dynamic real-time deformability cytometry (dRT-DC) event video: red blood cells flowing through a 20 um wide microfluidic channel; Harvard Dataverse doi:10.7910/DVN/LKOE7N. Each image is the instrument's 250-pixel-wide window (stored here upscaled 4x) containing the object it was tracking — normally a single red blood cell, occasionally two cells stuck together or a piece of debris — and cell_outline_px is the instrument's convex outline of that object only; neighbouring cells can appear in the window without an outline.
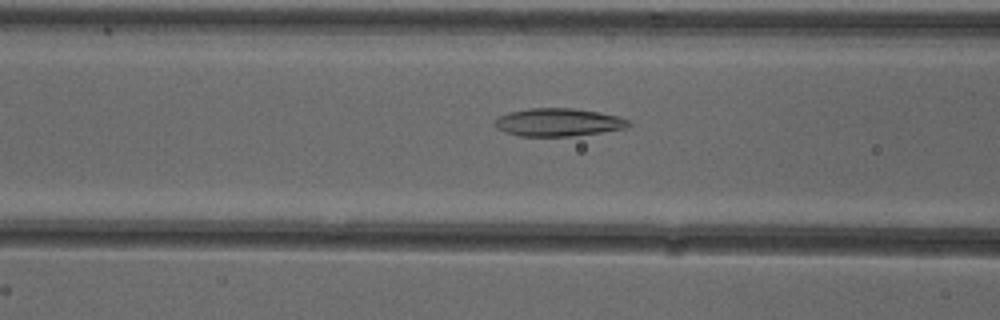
{"species": "common noctule bat (a hibernating species)", "species_latin": "Nyctalus noctula", "temperature_condition": "cold", "stored_images_in_passage": 52, "camera_frame_rate_fps": 3000, "um_per_image_px": 0.085, "animal": {"sex": "female"}, "frame": {"image": 1, "passage_image": 21, "time_ms": 6.667, "image_size_px": [1000, 320], "cell_outline_px": [[632, 124], [628, 128], [572, 136], [520, 136], [504, 132], [496, 124], [496, 120], [500, 116], [508, 112], [528, 108], [572, 108], [600, 112], [620, 116], [632, 120]], "centroid_in_image_um": [47.55, 10.39], "position_along_channel_um": 119.1, "area_um2": 21.85}}
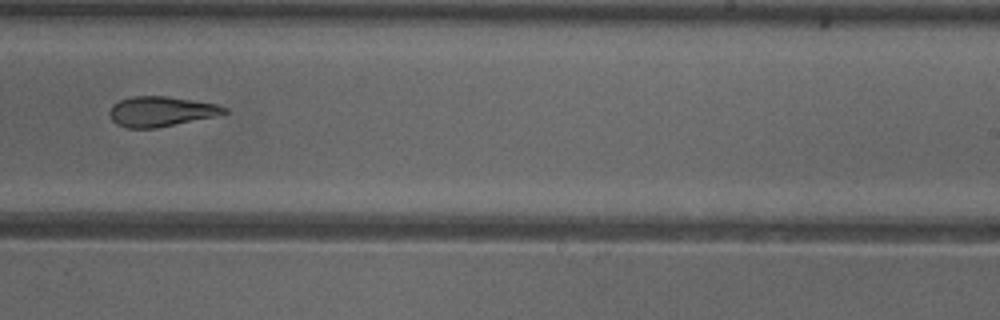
{"frame": {"image": 2, "passage_image": 33, "time_ms": 10.667, "image_size_px": [1000, 320], "cell_outline_px": [[228, 112], [216, 116], [156, 128], [128, 128], [116, 124], [108, 116], [108, 112], [112, 104], [120, 100], [132, 96], [168, 96], [216, 104], [228, 108]], "centroid_in_image_um": [13.65, 9.47], "position_along_channel_um": 275.4, "area_um2": 20.17}}
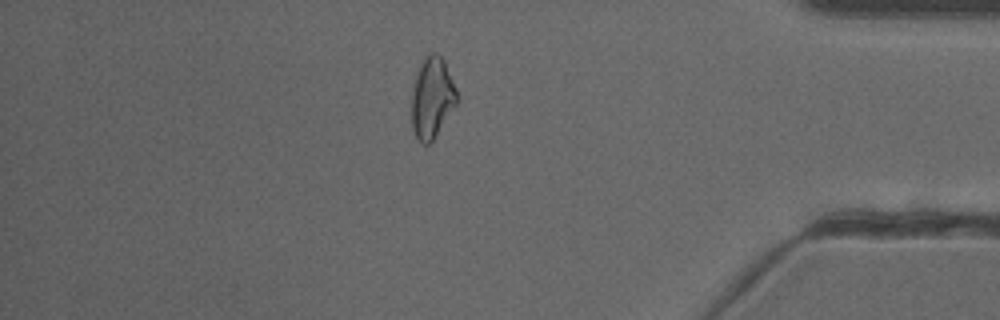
{"frame": {"image": 3, "passage_image": 45, "time_ms": 14.667, "image_size_px": [1000, 320], "cell_outline_px": [[460, 100], [432, 144], [424, 144], [416, 140], [412, 128], [412, 92], [416, 76], [420, 64], [424, 56], [428, 52], [436, 52], [444, 60], [456, 88]], "centroid_in_image_um": [36.75, 8.36], "position_along_channel_um": 398.4, "area_um2": 21.96}, "authors_computed_cell_mechanics": {"area_um2": 22.1085, "velocity_mm_per_s": 3.8945, "shape_relaxation_time_tau1_ms": null, "shape_relaxation_time_tau2_ms": 3.888, "deformation_change_tau1": null, "deformation_change_tau2": 0.1235}}